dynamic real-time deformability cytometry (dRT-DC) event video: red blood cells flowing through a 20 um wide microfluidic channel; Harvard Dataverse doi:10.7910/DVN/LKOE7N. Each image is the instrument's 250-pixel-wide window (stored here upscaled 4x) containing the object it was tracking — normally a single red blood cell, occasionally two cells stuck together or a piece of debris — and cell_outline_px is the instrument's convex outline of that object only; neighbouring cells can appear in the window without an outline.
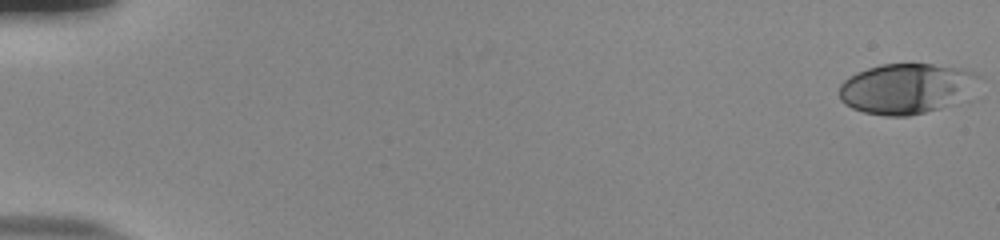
{"species": "human", "species_latin": "Homo sapiens", "temperature_condition": "room temperature", "stored_images_in_passage": 54, "camera_frame_rate_fps": 3000, "um_per_image_px": 0.085, "donor": {"sex": "male"}, "frame": {"image": 1, "passage_image": 1, "time_ms": 0.0, "image_size_px": [1000, 240], "cell_outline_px": [[984, 76], [940, 108], [908, 116], [884, 116], [864, 112], [852, 108], [844, 104], [840, 100], [840, 84], [848, 76], [856, 72], [880, 64], [932, 64], [960, 68], [976, 72]], "centroid_in_image_um": [76.9, 7.5], "position_along_channel_um": 8.1, "area_um2": 39.88}}
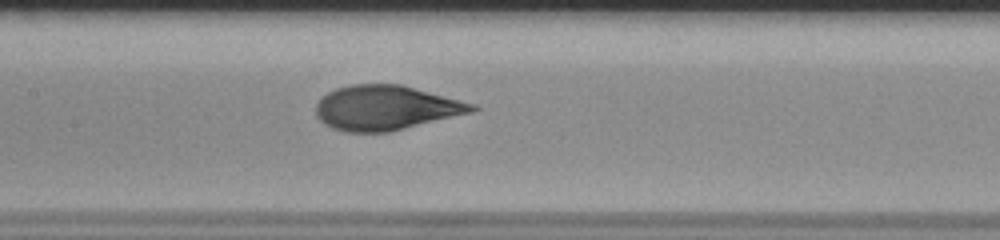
{"frame": {"image": 2, "passage_image": 28, "time_ms": 9.0, "image_size_px": [1000, 240], "cell_outline_px": [[480, 108], [476, 112], [388, 132], [344, 132], [332, 128], [324, 124], [316, 116], [316, 104], [328, 92], [336, 88], [352, 84], [400, 84], [476, 104]], "centroid_in_image_um": [32.83, 9.17], "position_along_channel_um": 174.6, "area_um2": 40.75}}
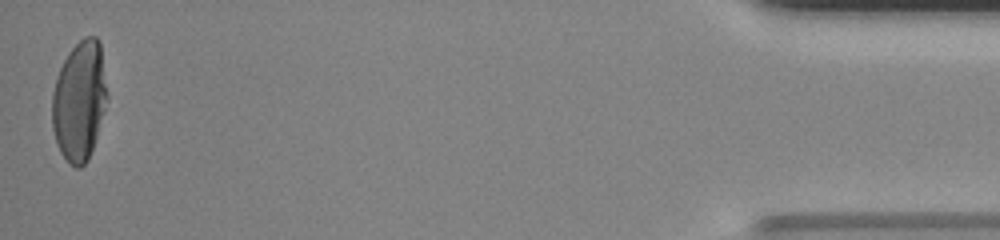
{"frame": {"image": 3, "passage_image": 54, "time_ms": 17.667, "image_size_px": [1000, 240], "cell_outline_px": [[108, 100], [88, 160], [80, 168], [76, 168], [68, 164], [60, 152], [56, 144], [52, 128], [52, 92], [56, 76], [68, 52], [84, 36], [96, 36], [100, 40], [108, 96]], "centroid_in_image_um": [6.74, 8.57], "position_along_channel_um": 428.5, "area_um2": 38.84}, "authors_computed_cell_mechanics": {"area_um2": 40.6623, "velocity_mm_per_s": 3.859, "shape_relaxation_time_tau1_ms": 5.0755, "shape_relaxation_time_tau2_ms": null, "deformation_change_tau1": 0.2438, "deformation_change_tau2": null}}